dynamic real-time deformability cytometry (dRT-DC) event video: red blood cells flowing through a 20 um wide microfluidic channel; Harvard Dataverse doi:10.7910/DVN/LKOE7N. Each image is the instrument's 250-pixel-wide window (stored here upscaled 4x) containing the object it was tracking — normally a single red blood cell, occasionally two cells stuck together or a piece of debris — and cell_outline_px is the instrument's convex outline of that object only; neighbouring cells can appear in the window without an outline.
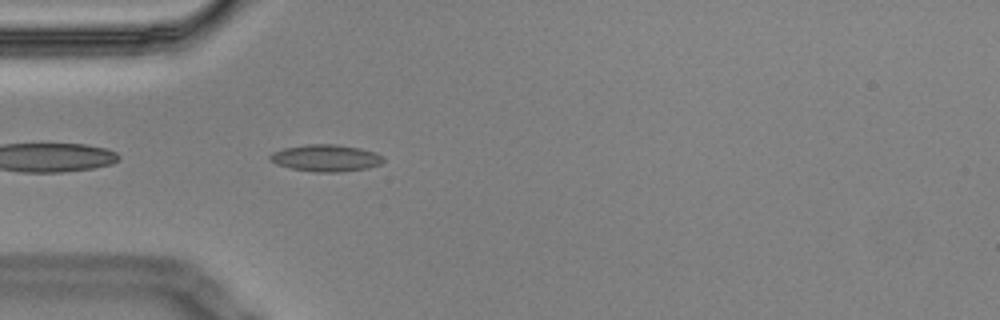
{"species": "Egyptian fruit bat (a non-hibernating species)", "species_latin": "Rousettus aegyptiacus", "temperature_condition": "cold", "stored_images_in_passage": 4, "segment_of_instrument_passage": [2, 2], "camera_frame_rate_fps": 3000, "um_per_image_px": 0.085, "animal": {"sex": "male"}, "frame": {"image": 1, "passage_image": 4, "time_ms": 1.0, "image_size_px": [1000, 320], "cell_outline_px": [[384, 160], [380, 164], [368, 168], [340, 172], [316, 172], [292, 168], [276, 164], [268, 160], [268, 156], [272, 152], [284, 148], [308, 144], [336, 144], [360, 148], [376, 152], [384, 156]], "centroid_in_image_um": [27.7, 13.43], "position_along_channel_um": 57.3, "area_um2": 17.86}}